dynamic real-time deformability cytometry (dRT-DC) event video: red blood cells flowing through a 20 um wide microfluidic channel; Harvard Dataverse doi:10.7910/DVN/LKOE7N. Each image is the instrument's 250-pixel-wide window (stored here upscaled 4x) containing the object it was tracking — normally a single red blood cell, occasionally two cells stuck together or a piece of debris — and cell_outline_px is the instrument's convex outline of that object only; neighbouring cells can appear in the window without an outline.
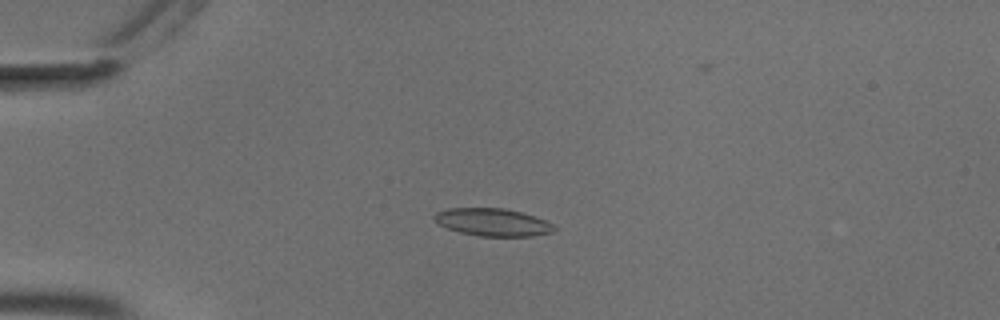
{"species": "common noctule bat (a hibernating species)", "species_latin": "Nyctalus noctula", "temperature_condition": "cold", "stored_images_in_passage": 57, "camera_frame_rate_fps": 3000, "um_per_image_px": 0.085, "animal": {"sex": "male", "body_mass_g": 18.8}, "frame": {"image": 1, "passage_image": 15, "time_ms": 4.667, "image_size_px": [1000, 320], "cell_outline_px": [[556, 228], [552, 232], [532, 236], [480, 236], [460, 232], [448, 228], [440, 224], [432, 216], [436, 212], [448, 208], [504, 208], [536, 216], [552, 224]], "centroid_in_image_um": [41.88, 18.88], "position_along_channel_um": 43.1, "area_um2": 19.13}}
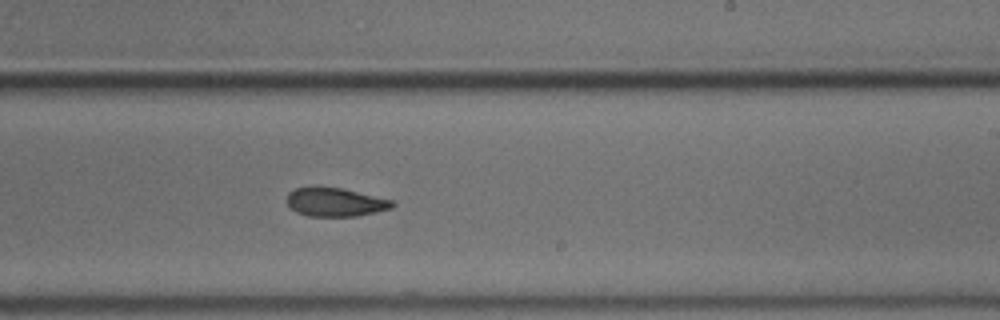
{"frame": {"image": 2, "passage_image": 35, "time_ms": 11.333, "image_size_px": [1000, 320], "cell_outline_px": [[396, 204], [392, 208], [376, 212], [356, 216], [308, 216], [296, 212], [284, 200], [288, 192], [296, 188], [312, 184], [340, 188], [392, 200]], "centroid_in_image_um": [28.42, 17.15], "position_along_channel_um": 260.6, "area_um2": 17.98}}
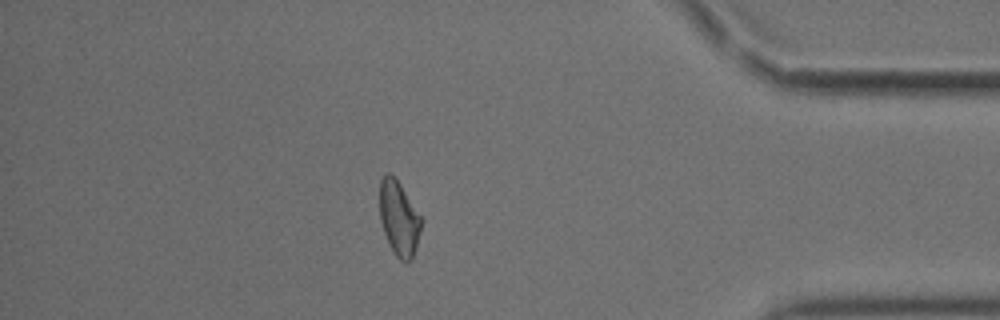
{"frame": {"image": 3, "passage_image": 49, "time_ms": 16.0, "image_size_px": [1000, 320], "cell_outline_px": [[420, 232], [416, 248], [412, 260], [400, 260], [396, 256], [388, 244], [380, 220], [380, 180], [388, 172], [400, 184], [420, 216]], "centroid_in_image_um": [33.89, 18.59], "position_along_channel_um": 401.3, "area_um2": 17.63}, "authors_computed_cell_mechanics": {"area_um2": 18.4382, "velocity_mm_per_s": 3.6967, "shape_relaxation_time_tau1_ms": 7.6911, "shape_relaxation_time_tau2_ms": 5.6548, "deformation_change_tau1": 0.1796, "deformation_change_tau2": 0.1236}}